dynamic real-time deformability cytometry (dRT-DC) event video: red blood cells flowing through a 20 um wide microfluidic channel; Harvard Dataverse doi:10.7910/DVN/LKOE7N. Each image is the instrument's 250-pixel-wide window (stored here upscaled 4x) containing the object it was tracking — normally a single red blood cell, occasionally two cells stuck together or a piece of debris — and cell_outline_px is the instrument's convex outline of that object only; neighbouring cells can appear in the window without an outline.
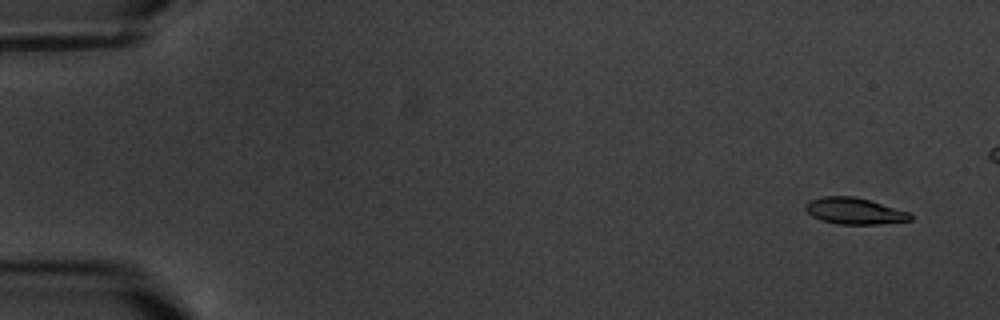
{"species": "common noctule bat (a hibernating species)", "species_latin": "Nyctalus noctula", "temperature_condition": "warm", "stored_images_in_passage": 5, "camera_frame_rate_fps": 3000, "um_per_image_px": 0.085, "animal": {"sex": "male", "body_mass_g": 20.1, "forearm_length_mm": 53.5}, "frame": {"image": 1, "passage_image": 1, "time_ms": 0.0, "image_size_px": [1000, 320], "cell_outline_px": [[912, 220], [880, 224], [840, 224], [820, 220], [812, 216], [804, 208], [804, 204], [812, 200], [824, 196], [852, 196], [868, 200], [912, 212]], "centroid_in_image_um": [72.65, 17.94], "position_along_channel_um": 12.4, "area_um2": 16.13}}